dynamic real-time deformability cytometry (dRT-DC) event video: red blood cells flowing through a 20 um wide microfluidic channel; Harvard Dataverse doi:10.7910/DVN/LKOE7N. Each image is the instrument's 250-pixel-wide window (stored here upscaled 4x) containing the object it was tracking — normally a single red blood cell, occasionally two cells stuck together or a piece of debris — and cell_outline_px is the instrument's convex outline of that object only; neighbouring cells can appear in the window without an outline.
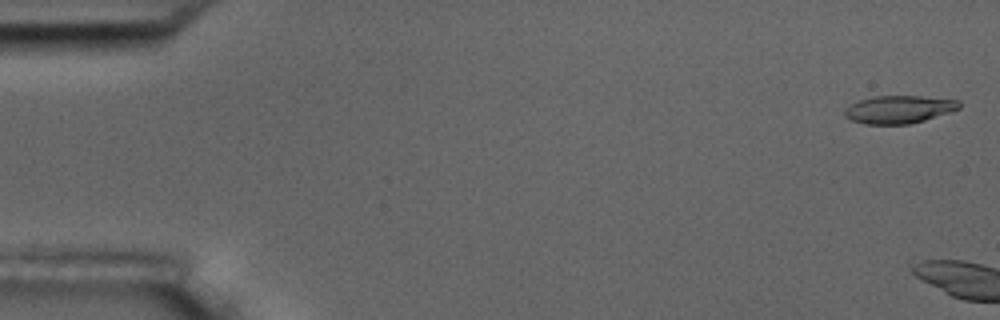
{"species": "common noctule bat (a hibernating species)", "species_latin": "Nyctalus noctula", "temperature_condition": "room temperature", "stored_images_in_passage": 5, "camera_frame_rate_fps": 3000, "um_per_image_px": 0.085, "animal": {"sex": "male", "body_mass_g": 17.5, "forearm_length_mm": 52.3}, "frame": {"image": 1, "passage_image": 2, "time_ms": 0.333, "image_size_px": [1000, 320], "cell_outline_px": [[960, 108], [952, 112], [924, 120], [908, 124], [864, 124], [852, 120], [844, 116], [844, 108], [860, 100], [872, 96], [920, 96], [960, 100]], "centroid_in_image_um": [76.42, 9.3], "position_along_channel_um": 8.6, "area_um2": 18.61}}